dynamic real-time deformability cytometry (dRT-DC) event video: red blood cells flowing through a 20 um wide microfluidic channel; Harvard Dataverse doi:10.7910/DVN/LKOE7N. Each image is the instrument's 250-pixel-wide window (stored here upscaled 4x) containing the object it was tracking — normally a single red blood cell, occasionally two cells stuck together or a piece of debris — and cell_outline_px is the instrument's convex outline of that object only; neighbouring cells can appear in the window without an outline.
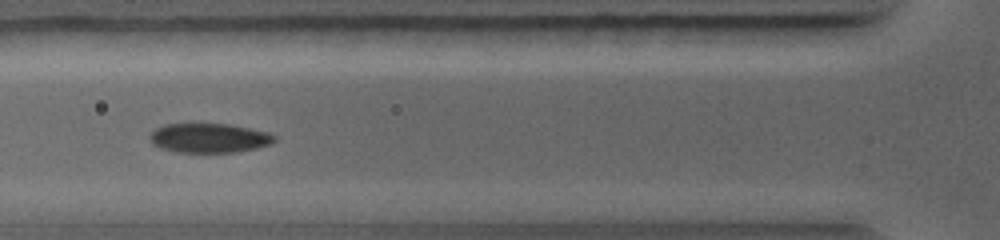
{"species": "common noctule bat (a hibernating species)", "species_latin": "Nyctalus noctula", "temperature_condition": "warm", "stored_images_in_passage": 19, "camera_frame_rate_fps": 5000, "um_per_image_px": 0.085, "animal": {"sex": "female", "body_mass_g": 19.0, "forearm_length_mm": 56.7}, "frame": {"image": 1, "passage_image": 4, "time_ms": 1.2, "image_size_px": [1000, 240], "cell_outline_px": [[276, 140], [272, 144], [256, 148], [236, 152], [176, 152], [160, 148], [152, 144], [148, 136], [156, 128], [164, 124], [228, 124], [268, 132], [276, 136]], "centroid_in_image_um": [17.77, 11.73], "position_along_channel_um": 108.0, "area_um2": 21.39}}
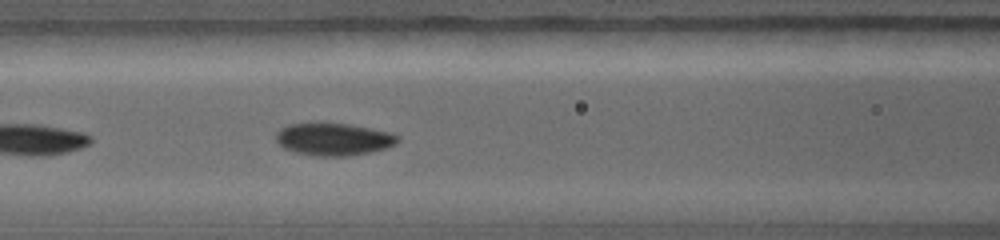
{"frame": {"image": 2, "passage_image": 6, "time_ms": 1.8, "image_size_px": [1000, 240], "cell_outline_px": [[400, 140], [396, 144], [384, 148], [368, 152], [348, 156], [316, 156], [292, 152], [284, 148], [276, 140], [276, 132], [280, 128], [288, 124], [320, 120], [348, 124], [388, 132], [400, 136]], "centroid_in_image_um": [28.28, 11.8], "position_along_channel_um": 138.3, "area_um2": 23.58}}
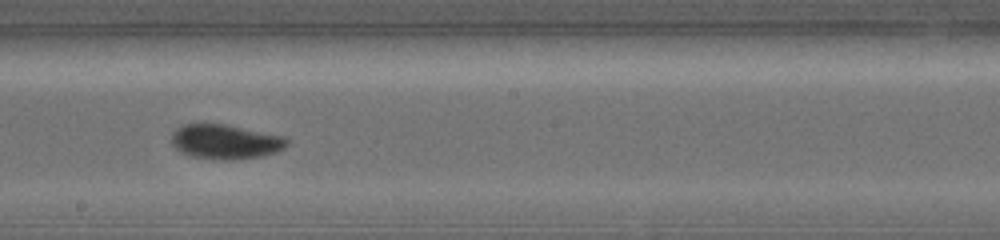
{"frame": {"image": 3, "passage_image": 9, "time_ms": 3.6, "image_size_px": [1000, 240], "cell_outline_px": [[288, 144], [284, 148], [276, 152], [264, 156], [236, 160], [212, 160], [192, 156], [180, 152], [172, 144], [172, 132], [176, 128], [184, 124], [220, 124], [284, 136], [288, 140]], "centroid_in_image_um": [19.15, 12.07], "position_along_channel_um": 229.1, "area_um2": 23.29}}